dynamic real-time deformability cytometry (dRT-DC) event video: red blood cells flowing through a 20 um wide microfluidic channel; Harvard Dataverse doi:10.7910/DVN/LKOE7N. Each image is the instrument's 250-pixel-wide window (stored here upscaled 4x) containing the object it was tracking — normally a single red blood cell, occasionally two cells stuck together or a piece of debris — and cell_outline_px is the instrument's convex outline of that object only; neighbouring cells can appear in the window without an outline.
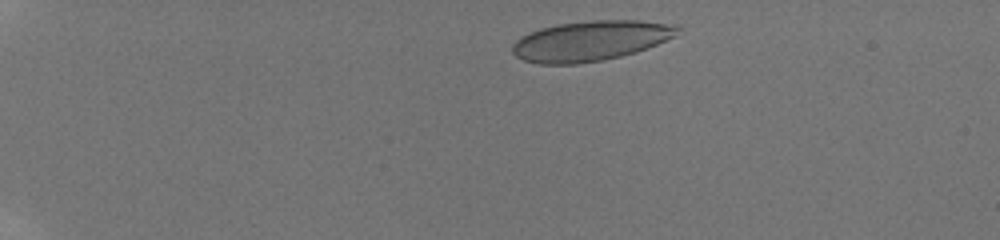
{"species": "human", "species_latin": "Homo sapiens", "temperature_condition": "room temperature", "stored_images_in_passage": 45, "camera_frame_rate_fps": 3000, "um_per_image_px": 0.085, "donor": {"sex": "male"}, "frame": {"image": 1, "passage_image": 4, "time_ms": 1.0, "image_size_px": [1000, 240], "cell_outline_px": [[684, 28], [676, 36], [636, 52], [620, 56], [600, 60], [576, 64], [540, 64], [524, 60], [516, 56], [512, 52], [512, 44], [516, 40], [540, 28], [556, 24], [592, 20], [640, 20], [680, 24]], "centroid_in_image_um": [50.27, 3.45], "position_along_channel_um": 34.7, "area_um2": 38.78}}
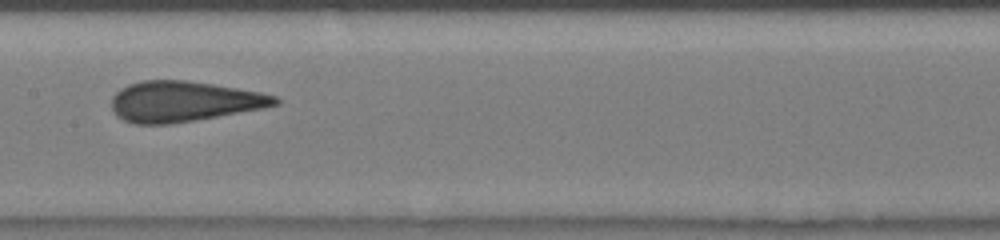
{"frame": {"image": 2, "passage_image": 23, "time_ms": 7.333, "image_size_px": [1000, 240], "cell_outline_px": [[280, 104], [264, 108], [196, 120], [168, 124], [136, 124], [124, 120], [116, 116], [112, 108], [112, 96], [120, 88], [128, 84], [144, 80], [184, 80], [212, 84], [260, 92], [276, 96], [280, 100]], "centroid_in_image_um": [15.61, 8.62], "position_along_channel_um": 191.8, "area_um2": 38.55}}
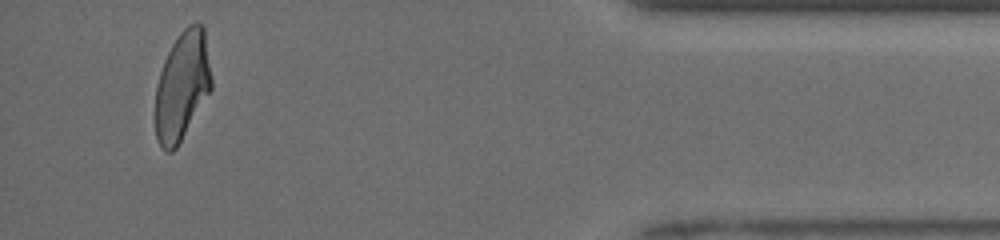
{"frame": {"image": 3, "passage_image": 43, "time_ms": 14.0, "image_size_px": [1000, 240], "cell_outline_px": [[212, 88], [176, 148], [172, 152], [164, 152], [160, 148], [156, 136], [156, 84], [164, 60], [172, 44], [180, 32], [188, 24], [204, 24], [212, 80]], "centroid_in_image_um": [15.48, 7.29], "position_along_channel_um": 419.7, "area_um2": 35.49}, "authors_computed_cell_mechanics": {"area_um2": 38.4948, "velocity_mm_per_s": 4.0778, "shape_relaxation_time_tau1_ms": 9.9413, "shape_relaxation_time_tau2_ms": 0.6679, "deformation_change_tau1": 0.2325, "deformation_change_tau2": 0.0556}}